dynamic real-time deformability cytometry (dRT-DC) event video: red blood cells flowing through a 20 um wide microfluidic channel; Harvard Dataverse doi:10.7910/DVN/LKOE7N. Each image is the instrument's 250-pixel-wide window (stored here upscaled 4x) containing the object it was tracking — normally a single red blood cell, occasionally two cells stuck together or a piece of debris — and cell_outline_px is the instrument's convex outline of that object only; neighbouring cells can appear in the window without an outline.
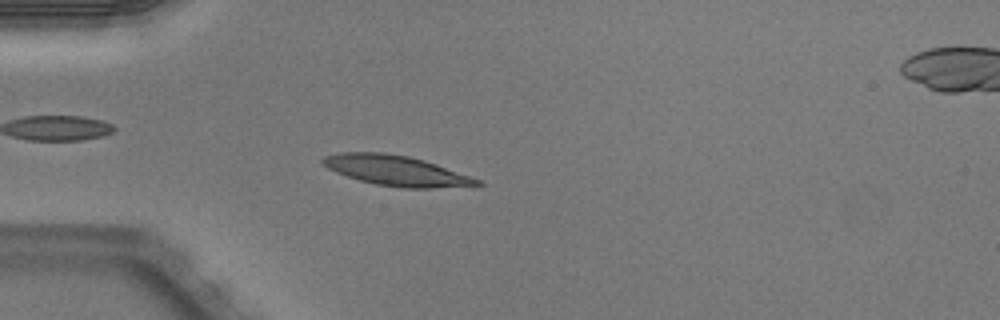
{"species": "Egyptian fruit bat (a non-hibernating species)", "species_latin": "Rousettus aegyptiacus", "temperature_condition": "warm", "stored_images_in_passage": 43, "camera_frame_rate_fps": 3000, "um_per_image_px": 0.085, "animal": {"sex": "male"}, "frame": {"image": 1, "passage_image": 7, "time_ms": 2.0, "image_size_px": [1000, 320], "cell_outline_px": [[484, 184], [480, 188], [400, 188], [376, 184], [360, 180], [336, 172], [328, 168], [320, 160], [324, 156], [340, 152], [384, 152], [408, 156], [424, 160], [436, 164], [480, 180]], "centroid_in_image_um": [33.78, 14.53], "position_along_channel_um": 51.2, "area_um2": 27.51}}
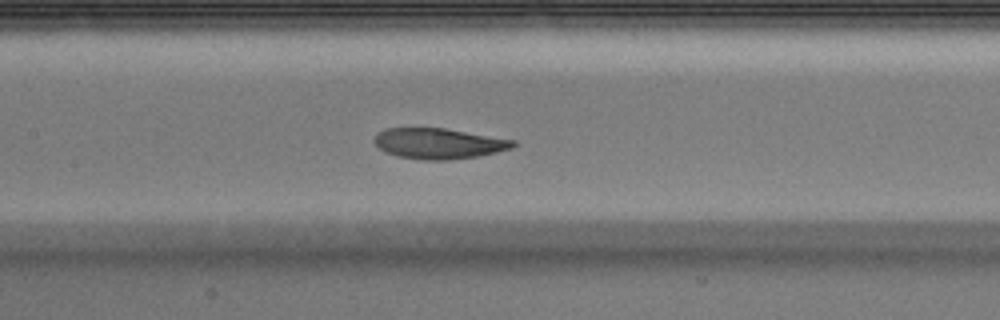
{"frame": {"image": 2, "passage_image": 17, "time_ms": 5.333, "image_size_px": [1000, 320], "cell_outline_px": [[516, 144], [512, 148], [480, 156], [448, 160], [420, 160], [396, 156], [380, 148], [372, 140], [376, 132], [384, 128], [444, 128], [516, 140]], "centroid_in_image_um": [37.27, 12.19], "position_along_channel_um": 170.1, "area_um2": 24.91}}
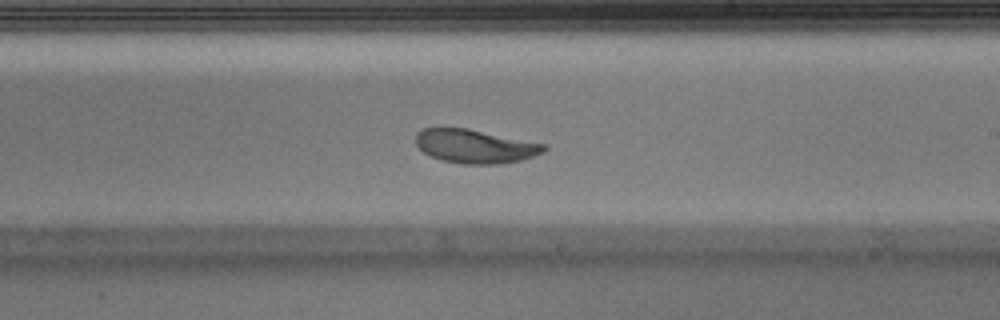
{"frame": {"image": 3, "passage_image": 23, "time_ms": 7.333, "image_size_px": [1000, 320], "cell_outline_px": [[548, 148], [544, 152], [520, 160], [500, 164], [464, 164], [440, 160], [424, 152], [416, 144], [416, 132], [424, 128], [468, 128], [544, 144]], "centroid_in_image_um": [40.37, 12.43], "position_along_channel_um": 248.6, "area_um2": 25.03}, "authors_computed_cell_mechanics": {"area_um2": 25.7788, "velocity_mm_per_s": 3.9394, "shape_relaxation_time_tau1_ms": 4.5956, "shape_relaxation_time_tau2_ms": 1.6723, "deformation_change_tau1": 0.1739, "deformation_change_tau2": 0.0468}}